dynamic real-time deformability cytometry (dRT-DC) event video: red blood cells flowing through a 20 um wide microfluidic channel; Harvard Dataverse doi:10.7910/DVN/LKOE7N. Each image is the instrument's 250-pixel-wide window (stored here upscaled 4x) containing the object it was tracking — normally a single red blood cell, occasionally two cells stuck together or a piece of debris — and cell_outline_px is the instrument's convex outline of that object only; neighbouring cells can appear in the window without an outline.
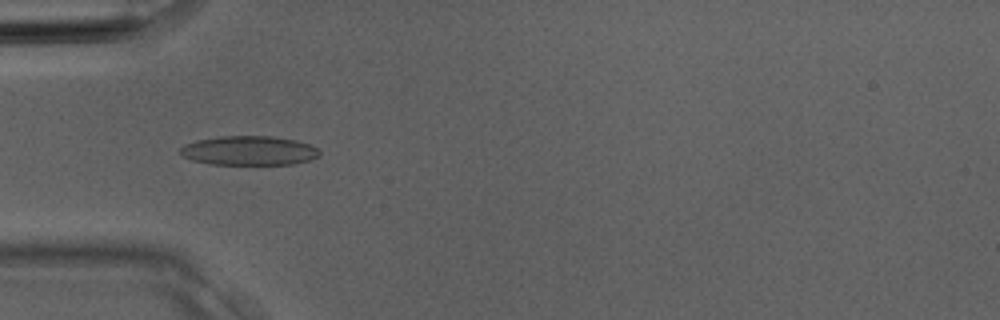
{"species": "Egyptian fruit bat (a non-hibernating species)", "species_latin": "Rousettus aegyptiacus", "temperature_condition": "room temperature", "stored_images_in_passage": 3, "camera_frame_rate_fps": 3000, "um_per_image_px": 0.085, "animal": {"sex": "male"}, "frame": {"image": 1, "passage_image": 3, "time_ms": 0.667, "image_size_px": [1000, 320], "cell_outline_px": [[320, 156], [312, 160], [292, 164], [212, 164], [192, 160], [184, 156], [180, 152], [180, 148], [184, 144], [196, 140], [220, 136], [272, 136], [296, 140], [308, 144], [316, 148], [320, 152]], "centroid_in_image_um": [21.18, 12.8], "position_along_channel_um": 63.8, "area_um2": 23.76}}